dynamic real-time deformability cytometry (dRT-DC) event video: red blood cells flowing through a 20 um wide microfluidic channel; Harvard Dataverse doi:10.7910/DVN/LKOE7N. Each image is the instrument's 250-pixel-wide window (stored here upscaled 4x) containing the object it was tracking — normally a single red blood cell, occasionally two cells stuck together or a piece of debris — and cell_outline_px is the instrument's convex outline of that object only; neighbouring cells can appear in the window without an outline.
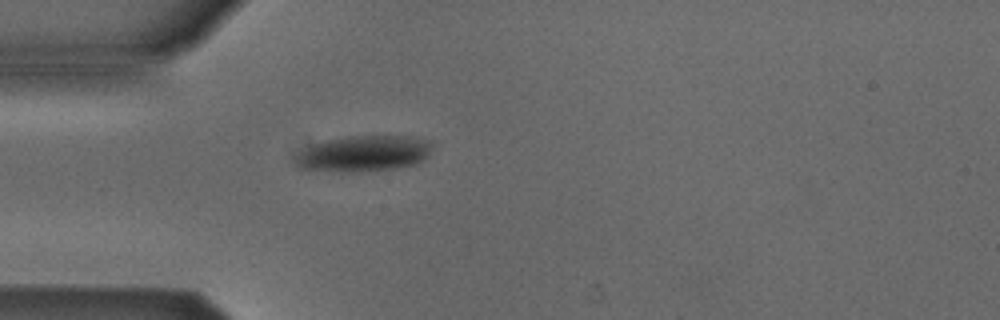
{"species": "Egyptian fruit bat (a non-hibernating species)", "species_latin": "Rousettus aegyptiacus", "temperature_condition": "cold", "stored_images_in_passage": 1, "camera_frame_rate_fps": 3000, "um_per_image_px": 0.085, "animal": {"sex": "male"}, "frame": {"image": 1, "passage_image": 1, "time_ms": 0.0, "image_size_px": [1000, 320], "cell_outline_px": [[432, 144], [428, 156], [424, 160], [416, 164], [396, 168], [356, 172], [340, 172], [300, 168], [296, 164], [296, 156], [300, 152], [312, 144], [328, 140], [348, 136], [412, 136], [432, 140]], "centroid_in_image_um": [30.97, 13.05], "position_along_channel_um": 54.0, "area_um2": 28.73}}